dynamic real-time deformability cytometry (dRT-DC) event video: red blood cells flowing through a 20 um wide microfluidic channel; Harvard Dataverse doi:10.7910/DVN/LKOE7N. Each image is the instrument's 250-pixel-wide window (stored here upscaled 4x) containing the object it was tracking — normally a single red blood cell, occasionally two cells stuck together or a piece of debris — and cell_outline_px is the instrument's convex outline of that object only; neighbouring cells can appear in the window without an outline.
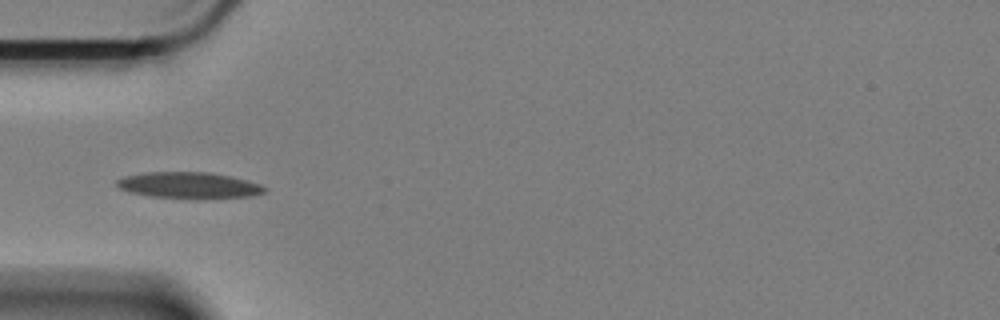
{"species": "Egyptian fruit bat (a non-hibernating species)", "species_latin": "Rousettus aegyptiacus", "temperature_condition": "cold", "stored_images_in_passage": 36, "camera_frame_rate_fps": 3000, "um_per_image_px": 0.085, "animal": {"sex": "female"}, "frame": {"image": 1, "passage_image": 1, "time_ms": 0.0, "image_size_px": [1000, 320], "cell_outline_px": [[268, 188], [264, 192], [252, 196], [204, 200], [192, 200], [148, 196], [128, 192], [120, 188], [116, 184], [116, 180], [128, 176], [152, 172], [208, 172], [228, 176], [260, 184]], "centroid_in_image_um": [16.09, 15.79], "position_along_channel_um": 68.9, "area_um2": 22.95}}
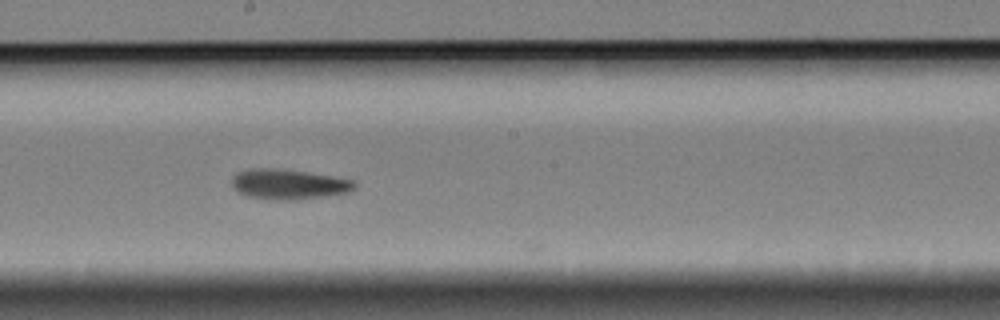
{"frame": {"image": 2, "passage_image": 15, "time_ms": 4.667, "image_size_px": [1000, 320], "cell_outline_px": [[356, 188], [348, 192], [292, 200], [276, 200], [248, 196], [240, 192], [232, 184], [232, 176], [236, 172], [248, 168], [280, 168], [308, 172], [332, 176], [352, 180], [356, 184]], "centroid_in_image_um": [24.5, 15.63], "position_along_channel_um": 223.7, "area_um2": 21.39}}
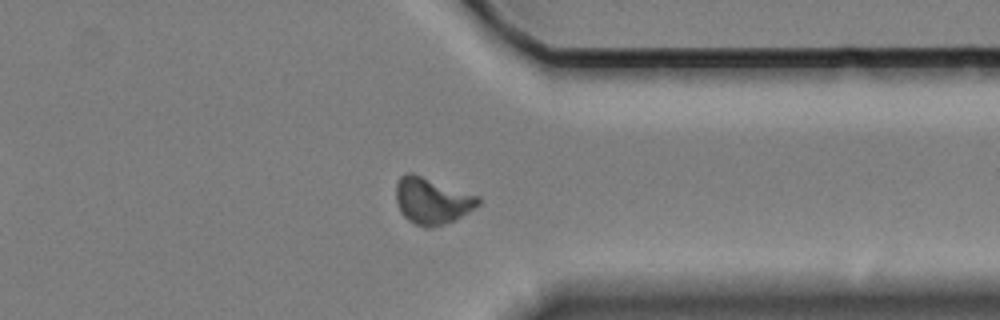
{"frame": {"image": 3, "passage_image": 29, "time_ms": 9.333, "image_size_px": [1000, 320], "cell_outline_px": [[480, 204], [468, 212], [444, 224], [432, 228], [424, 228], [408, 220], [400, 212], [396, 200], [396, 180], [404, 172], [412, 172], [480, 196]], "centroid_in_image_um": [36.69, 17.04], "position_along_channel_um": 374.7, "area_um2": 22.43}, "authors_computed_cell_mechanics": {"area_um2": 21.3282, "velocity_mm_per_s": 3.2956, "shape_relaxation_time_tau1_ms": 8.108, "shape_relaxation_time_tau2_ms": 7.1812, "deformation_change_tau1": 0.1389, "deformation_change_tau2": 0.1324}}